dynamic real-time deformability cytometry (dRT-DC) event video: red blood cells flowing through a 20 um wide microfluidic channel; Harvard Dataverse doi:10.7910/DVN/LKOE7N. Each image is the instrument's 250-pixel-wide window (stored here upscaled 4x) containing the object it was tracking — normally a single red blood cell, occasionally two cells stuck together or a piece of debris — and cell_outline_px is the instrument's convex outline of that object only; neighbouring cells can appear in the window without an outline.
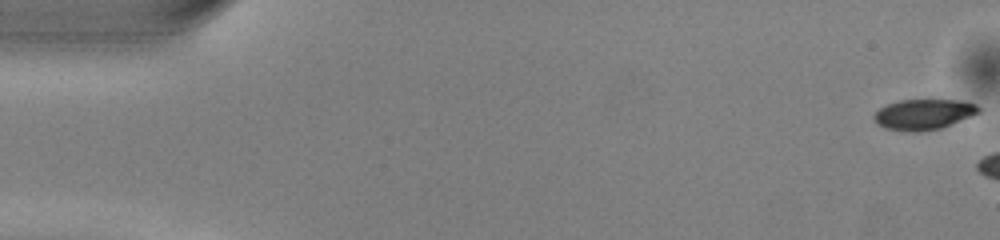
{"species": "common noctule bat (a hibernating species)", "species_latin": "Nyctalus noctula", "temperature_condition": "warm", "stored_images_in_passage": 6, "camera_frame_rate_fps": 3000, "um_per_image_px": 0.085, "animal": {"sex": "male", "body_mass_g": 13.0, "forearm_length_mm": 53.1}, "frame": {"image": 1, "passage_image": 1, "time_ms": 0.0, "image_size_px": [1000, 240], "cell_outline_px": [[980, 112], [940, 128], [920, 132], [908, 132], [884, 128], [876, 124], [872, 116], [880, 108], [888, 104], [900, 100], [960, 100], [976, 104], [980, 108]], "centroid_in_image_um": [78.47, 9.73], "position_along_channel_um": 6.5, "area_um2": 18.55}}